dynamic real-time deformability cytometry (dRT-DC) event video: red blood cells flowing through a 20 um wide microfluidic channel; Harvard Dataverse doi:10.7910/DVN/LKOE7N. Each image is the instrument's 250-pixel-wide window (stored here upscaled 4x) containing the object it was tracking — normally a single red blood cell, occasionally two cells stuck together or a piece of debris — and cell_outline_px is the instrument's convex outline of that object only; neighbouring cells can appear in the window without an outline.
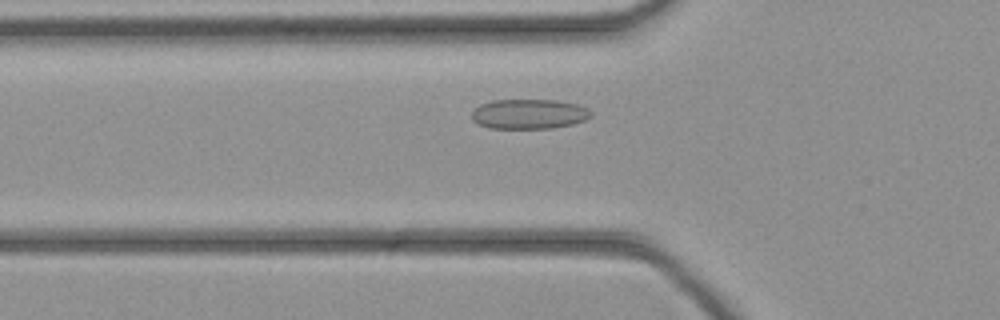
{"species": "common noctule bat (a hibernating species)", "species_latin": "Nyctalus noctula", "temperature_condition": "cold", "stored_images_in_passage": 39, "camera_frame_rate_fps": 3000, "um_per_image_px": 0.085, "animal": {"sex": "female", "body_mass_g": 21.9}, "frame": {"image": 1, "passage_image": 9, "time_ms": 2.667, "image_size_px": [1000, 320], "cell_outline_px": [[592, 116], [584, 120], [572, 124], [552, 128], [488, 128], [472, 120], [472, 112], [480, 104], [492, 100], [556, 100], [576, 104], [588, 108], [592, 112]], "centroid_in_image_um": [44.97, 9.69], "position_along_channel_um": 80.8, "area_um2": 20.69}}
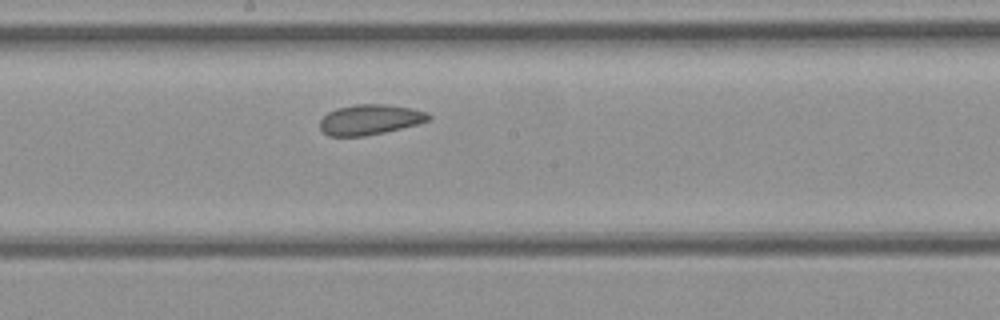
{"frame": {"image": 2, "passage_image": 18, "time_ms": 5.667, "image_size_px": [1000, 320], "cell_outline_px": [[432, 120], [384, 132], [364, 136], [328, 136], [320, 128], [320, 120], [328, 112], [336, 108], [352, 104], [384, 104], [412, 108], [424, 112], [432, 116]], "centroid_in_image_um": [31.43, 10.16], "position_along_channel_um": 216.8, "area_um2": 19.13}}
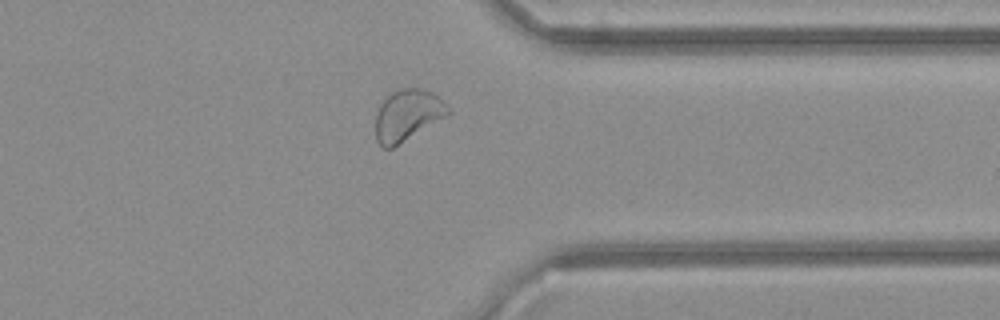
{"frame": {"image": 3, "passage_image": 29, "time_ms": 9.333, "image_size_px": [1000, 320], "cell_outline_px": [[452, 112], [448, 116], [392, 148], [384, 148], [376, 140], [376, 112], [380, 104], [396, 88], [424, 88], [432, 92]], "centroid_in_image_um": [34.63, 9.78], "position_along_channel_um": 376.8, "area_um2": 21.62}}